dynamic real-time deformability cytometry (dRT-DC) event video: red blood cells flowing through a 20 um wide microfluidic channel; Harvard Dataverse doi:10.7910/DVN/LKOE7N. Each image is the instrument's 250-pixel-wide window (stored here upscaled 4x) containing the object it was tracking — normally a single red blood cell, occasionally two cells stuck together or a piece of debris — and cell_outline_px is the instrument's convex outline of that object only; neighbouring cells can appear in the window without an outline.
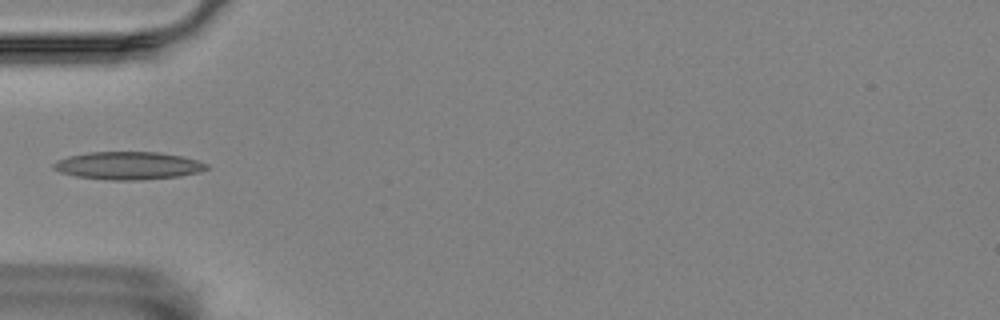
{"species": "Egyptian fruit bat (a non-hibernating species)", "species_latin": "Rousettus aegyptiacus", "temperature_condition": "room temperature", "stored_images_in_passage": 8, "camera_frame_rate_fps": 3000, "um_per_image_px": 0.085, "animal": {"sex": "female"}, "frame": {"image": 1, "passage_image": 4, "time_ms": 1.0, "image_size_px": [1000, 320], "cell_outline_px": [[208, 168], [200, 172], [180, 176], [140, 180], [112, 180], [76, 176], [60, 172], [52, 168], [52, 164], [56, 160], [68, 156], [88, 152], [160, 152], [184, 156], [208, 164]], "centroid_in_image_um": [10.9, 14.07], "position_along_channel_um": 74.1, "area_um2": 24.91}}
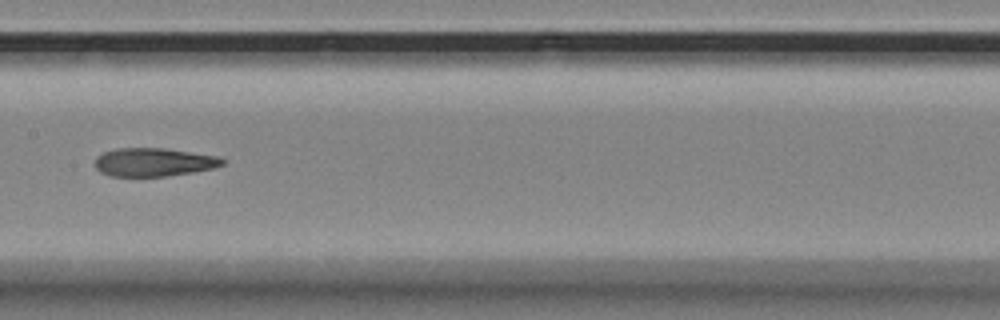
{"frame": {"image": 2, "passage_image": 7, "time_ms": 2.0, "image_size_px": [1000, 320], "cell_outline_px": [[228, 160], [224, 164], [212, 168], [192, 172], [164, 176], [112, 176], [100, 172], [96, 168], [96, 156], [104, 152], [116, 148], [164, 148], [220, 156]], "centroid_in_image_um": [13.1, 13.77], "position_along_channel_um": 194.3, "area_um2": 21.1}}
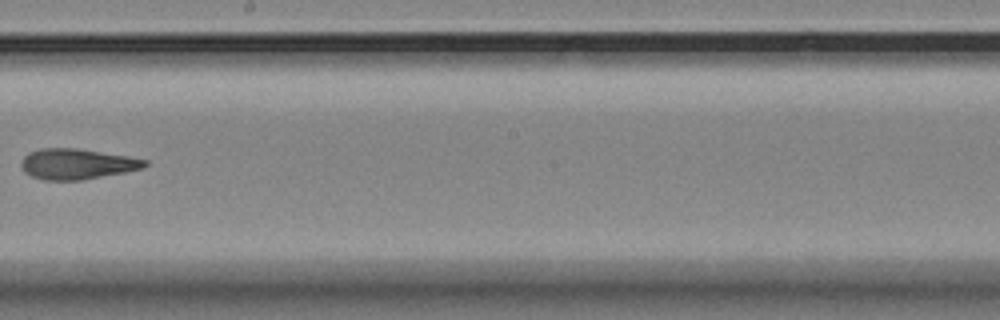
{"frame": {"image": 3, "passage_image": 8, "time_ms": 2.333, "image_size_px": [1000, 320], "cell_outline_px": [[148, 164], [144, 168], [124, 172], [80, 180], [44, 180], [32, 176], [24, 172], [20, 164], [20, 160], [28, 152], [40, 148], [76, 148], [128, 156], [148, 160]], "centroid_in_image_um": [6.51, 13.93], "position_along_channel_um": 241.7, "area_um2": 22.02}}